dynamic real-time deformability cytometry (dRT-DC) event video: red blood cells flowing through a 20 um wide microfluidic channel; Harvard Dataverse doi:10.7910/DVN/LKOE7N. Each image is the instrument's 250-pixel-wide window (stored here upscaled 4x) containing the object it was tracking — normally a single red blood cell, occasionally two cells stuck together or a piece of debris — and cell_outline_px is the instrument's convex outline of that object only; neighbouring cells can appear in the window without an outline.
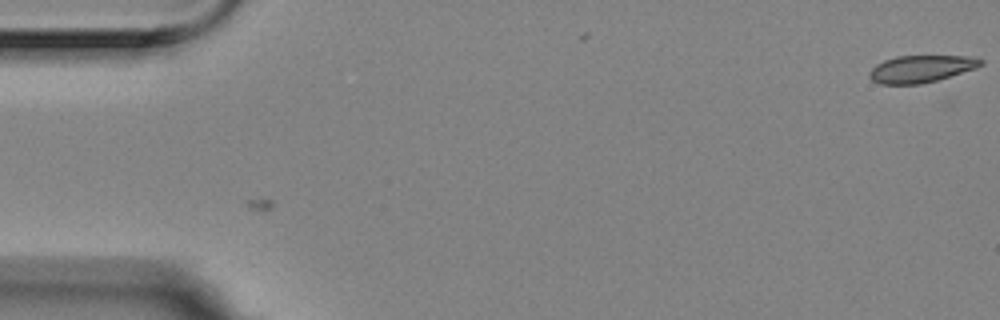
{"species": "Egyptian fruit bat (a non-hibernating species)", "species_latin": "Rousettus aegyptiacus", "temperature_condition": "room temperature", "stored_images_in_passage": 2, "camera_frame_rate_fps": 3000, "um_per_image_px": 0.085, "animal": {"sex": "female"}, "frame": {"image": 1, "passage_image": 2, "time_ms": 0.333, "image_size_px": [1000, 320], "cell_outline_px": [[984, 64], [976, 68], [936, 80], [920, 84], [880, 84], [872, 80], [868, 76], [868, 72], [876, 64], [884, 60], [896, 56], [976, 56], [984, 60]], "centroid_in_image_um": [78.3, 5.84], "position_along_channel_um": 6.7, "area_um2": 17.69}}